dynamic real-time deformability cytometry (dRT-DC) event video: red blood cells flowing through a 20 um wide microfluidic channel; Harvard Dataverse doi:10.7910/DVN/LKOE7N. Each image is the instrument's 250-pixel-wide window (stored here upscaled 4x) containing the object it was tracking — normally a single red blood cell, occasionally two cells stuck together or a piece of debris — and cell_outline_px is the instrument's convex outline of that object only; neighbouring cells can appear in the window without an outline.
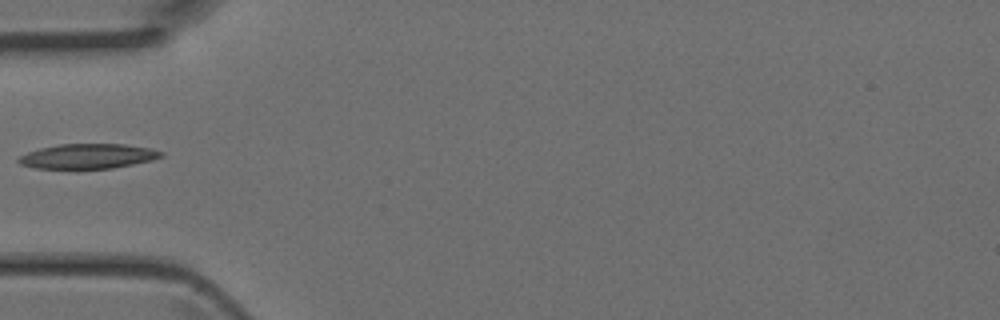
{"species": "Egyptian fruit bat (a non-hibernating species)", "species_latin": "Rousettus aegyptiacus", "temperature_condition": "room temperature", "stored_images_in_passage": 5, "camera_frame_rate_fps": 3000, "um_per_image_px": 0.085, "animal": {"sex": "female"}, "frame": {"image": 1, "passage_image": 5, "time_ms": 1.333, "image_size_px": [1000, 320], "cell_outline_px": [[164, 156], [152, 160], [112, 168], [36, 168], [20, 164], [16, 160], [20, 156], [28, 152], [40, 148], [60, 144], [124, 144], [152, 148], [164, 152]], "centroid_in_image_um": [7.5, 13.27], "position_along_channel_um": 77.5, "area_um2": 20.52}}